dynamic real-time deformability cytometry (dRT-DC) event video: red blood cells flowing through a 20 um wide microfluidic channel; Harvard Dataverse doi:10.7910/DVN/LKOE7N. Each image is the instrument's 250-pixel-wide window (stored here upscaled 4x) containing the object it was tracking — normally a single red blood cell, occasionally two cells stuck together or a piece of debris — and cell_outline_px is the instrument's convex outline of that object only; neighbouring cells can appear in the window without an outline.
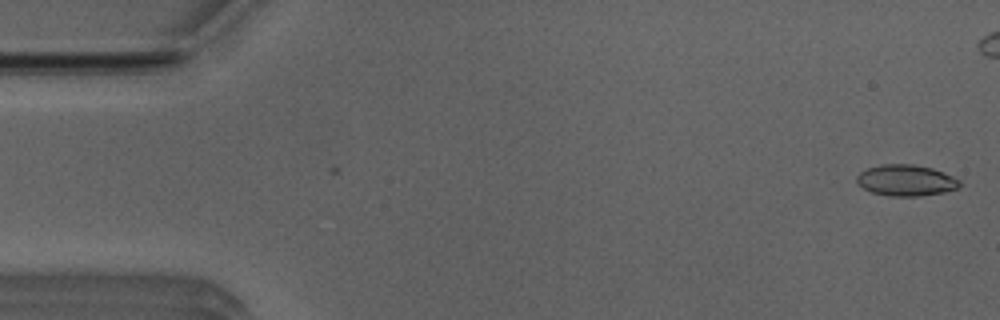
{"species": "Egyptian fruit bat (a non-hibernating species)", "species_latin": "Rousettus aegyptiacus", "temperature_condition": "room temperature", "stored_images_in_passage": 2, "camera_frame_rate_fps": 3000, "um_per_image_px": 0.085, "animal": {"sex": "male"}, "frame": {"image": 1, "passage_image": 1, "time_ms": 0.0, "image_size_px": [1000, 320], "cell_outline_px": [[960, 188], [944, 192], [920, 196], [888, 196], [872, 192], [856, 184], [856, 176], [860, 172], [868, 168], [880, 164], [912, 164], [932, 168], [944, 172], [960, 180]], "centroid_in_image_um": [77.0, 15.33], "position_along_channel_um": 8.0, "area_um2": 18.84}}